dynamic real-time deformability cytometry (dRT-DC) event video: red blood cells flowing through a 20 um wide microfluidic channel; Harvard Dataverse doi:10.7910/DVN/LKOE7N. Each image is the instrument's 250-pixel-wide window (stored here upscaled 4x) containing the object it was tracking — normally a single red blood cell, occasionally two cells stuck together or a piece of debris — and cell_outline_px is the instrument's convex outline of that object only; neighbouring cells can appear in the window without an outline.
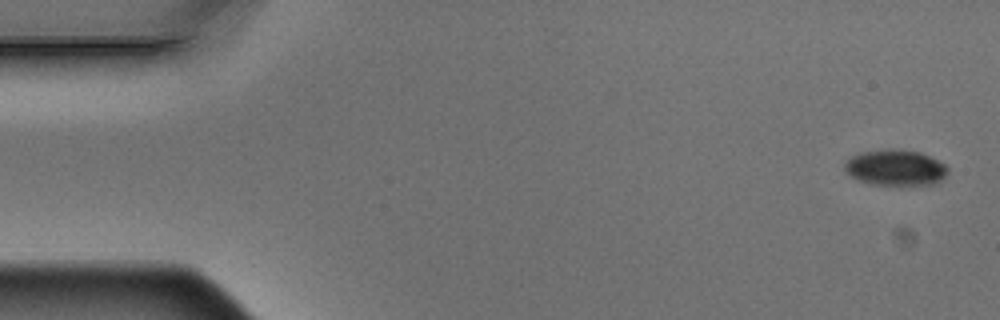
{"species": "Egyptian fruit bat (a non-hibernating species)", "species_latin": "Rousettus aegyptiacus", "temperature_condition": "warm", "stored_images_in_passage": 5, "camera_frame_rate_fps": 3000, "um_per_image_px": 0.085, "animal": {"sex": "male"}, "frame": {"image": 1, "passage_image": 1, "time_ms": 0.0, "image_size_px": [1000, 320], "cell_outline_px": [[948, 172], [936, 184], [872, 184], [848, 176], [844, 172], [844, 164], [852, 156], [860, 152], [892, 148], [900, 148], [920, 152], [944, 164], [948, 168]], "centroid_in_image_um": [76.08, 14.23], "position_along_channel_um": 8.9, "area_um2": 21.5}}
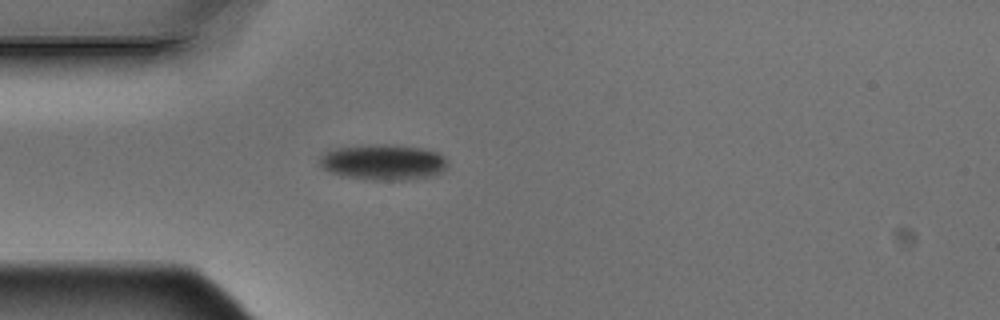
{"frame": {"image": 2, "passage_image": 5, "time_ms": 1.333, "image_size_px": [1000, 320], "cell_outline_px": [[448, 168], [444, 172], [436, 176], [408, 180], [364, 180], [344, 176], [332, 172], [324, 168], [320, 164], [320, 156], [324, 152], [336, 148], [376, 144], [388, 144], [420, 148], [440, 152], [448, 160]], "centroid_in_image_um": [32.67, 13.8], "position_along_channel_um": 52.3, "area_um2": 27.05}}